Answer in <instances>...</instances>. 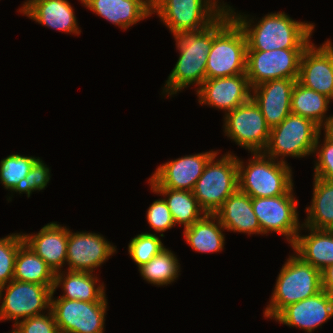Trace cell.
<instances>
[{"mask_svg": "<svg viewBox=\"0 0 333 333\" xmlns=\"http://www.w3.org/2000/svg\"><path fill=\"white\" fill-rule=\"evenodd\" d=\"M320 129H323L325 132V137L333 142V115H329V117L326 119V122Z\"/></svg>", "mask_w": 333, "mask_h": 333, "instance_id": "cell-40", "label": "cell"}, {"mask_svg": "<svg viewBox=\"0 0 333 333\" xmlns=\"http://www.w3.org/2000/svg\"><path fill=\"white\" fill-rule=\"evenodd\" d=\"M69 228L61 226L57 222H50L38 233L24 234V242L38 256H40L54 273L59 272L65 266L67 259Z\"/></svg>", "mask_w": 333, "mask_h": 333, "instance_id": "cell-21", "label": "cell"}, {"mask_svg": "<svg viewBox=\"0 0 333 333\" xmlns=\"http://www.w3.org/2000/svg\"><path fill=\"white\" fill-rule=\"evenodd\" d=\"M321 135L320 132L314 148L317 159L313 176L333 182V142L324 136L323 144H320Z\"/></svg>", "mask_w": 333, "mask_h": 333, "instance_id": "cell-36", "label": "cell"}, {"mask_svg": "<svg viewBox=\"0 0 333 333\" xmlns=\"http://www.w3.org/2000/svg\"><path fill=\"white\" fill-rule=\"evenodd\" d=\"M50 178L49 167L38 157L27 176L15 186L11 193H25L29 198L32 192L44 190Z\"/></svg>", "mask_w": 333, "mask_h": 333, "instance_id": "cell-35", "label": "cell"}, {"mask_svg": "<svg viewBox=\"0 0 333 333\" xmlns=\"http://www.w3.org/2000/svg\"><path fill=\"white\" fill-rule=\"evenodd\" d=\"M24 243L21 233L0 238V288L13 280L16 255Z\"/></svg>", "mask_w": 333, "mask_h": 333, "instance_id": "cell-34", "label": "cell"}, {"mask_svg": "<svg viewBox=\"0 0 333 333\" xmlns=\"http://www.w3.org/2000/svg\"><path fill=\"white\" fill-rule=\"evenodd\" d=\"M292 189L276 197H252V206L263 234L276 232L292 246L303 229L297 211L298 200Z\"/></svg>", "mask_w": 333, "mask_h": 333, "instance_id": "cell-11", "label": "cell"}, {"mask_svg": "<svg viewBox=\"0 0 333 333\" xmlns=\"http://www.w3.org/2000/svg\"><path fill=\"white\" fill-rule=\"evenodd\" d=\"M223 125L225 135L238 146L251 153L265 150L271 129L252 98L227 112Z\"/></svg>", "mask_w": 333, "mask_h": 333, "instance_id": "cell-10", "label": "cell"}, {"mask_svg": "<svg viewBox=\"0 0 333 333\" xmlns=\"http://www.w3.org/2000/svg\"><path fill=\"white\" fill-rule=\"evenodd\" d=\"M227 10L245 33L247 50L306 49L311 43L314 23L298 22L285 12H275L254 25L246 14L236 13L229 5Z\"/></svg>", "mask_w": 333, "mask_h": 333, "instance_id": "cell-1", "label": "cell"}, {"mask_svg": "<svg viewBox=\"0 0 333 333\" xmlns=\"http://www.w3.org/2000/svg\"><path fill=\"white\" fill-rule=\"evenodd\" d=\"M302 227L310 231L308 235L300 232L291 246L305 262L322 271L333 264V230H317Z\"/></svg>", "mask_w": 333, "mask_h": 333, "instance_id": "cell-25", "label": "cell"}, {"mask_svg": "<svg viewBox=\"0 0 333 333\" xmlns=\"http://www.w3.org/2000/svg\"><path fill=\"white\" fill-rule=\"evenodd\" d=\"M80 1L93 13L124 30L152 15V4L148 0Z\"/></svg>", "mask_w": 333, "mask_h": 333, "instance_id": "cell-22", "label": "cell"}, {"mask_svg": "<svg viewBox=\"0 0 333 333\" xmlns=\"http://www.w3.org/2000/svg\"><path fill=\"white\" fill-rule=\"evenodd\" d=\"M248 164L237 156L238 189L250 197H276L288 194L294 187L292 168L263 152L251 153Z\"/></svg>", "mask_w": 333, "mask_h": 333, "instance_id": "cell-5", "label": "cell"}, {"mask_svg": "<svg viewBox=\"0 0 333 333\" xmlns=\"http://www.w3.org/2000/svg\"><path fill=\"white\" fill-rule=\"evenodd\" d=\"M226 230L215 214H205L200 220L184 229L185 241L198 253L221 252L224 249Z\"/></svg>", "mask_w": 333, "mask_h": 333, "instance_id": "cell-26", "label": "cell"}, {"mask_svg": "<svg viewBox=\"0 0 333 333\" xmlns=\"http://www.w3.org/2000/svg\"><path fill=\"white\" fill-rule=\"evenodd\" d=\"M214 39V23L197 31L174 35L179 58L163 87L165 95L172 96L190 85L198 89L206 80V63Z\"/></svg>", "mask_w": 333, "mask_h": 333, "instance_id": "cell-2", "label": "cell"}, {"mask_svg": "<svg viewBox=\"0 0 333 333\" xmlns=\"http://www.w3.org/2000/svg\"><path fill=\"white\" fill-rule=\"evenodd\" d=\"M332 317L333 295L322 289L309 298L285 307L274 320L289 327H298L307 333H312Z\"/></svg>", "mask_w": 333, "mask_h": 333, "instance_id": "cell-18", "label": "cell"}, {"mask_svg": "<svg viewBox=\"0 0 333 333\" xmlns=\"http://www.w3.org/2000/svg\"><path fill=\"white\" fill-rule=\"evenodd\" d=\"M116 253V246L101 234L92 232H68L67 271L93 273Z\"/></svg>", "mask_w": 333, "mask_h": 333, "instance_id": "cell-15", "label": "cell"}, {"mask_svg": "<svg viewBox=\"0 0 333 333\" xmlns=\"http://www.w3.org/2000/svg\"><path fill=\"white\" fill-rule=\"evenodd\" d=\"M90 272L59 271L55 273L53 292L63 288V295L57 298L80 300L86 302H107L104 283ZM97 285V286H96Z\"/></svg>", "mask_w": 333, "mask_h": 333, "instance_id": "cell-24", "label": "cell"}, {"mask_svg": "<svg viewBox=\"0 0 333 333\" xmlns=\"http://www.w3.org/2000/svg\"><path fill=\"white\" fill-rule=\"evenodd\" d=\"M195 91L201 105L215 107L225 111V114L251 98L246 74L207 79Z\"/></svg>", "mask_w": 333, "mask_h": 333, "instance_id": "cell-17", "label": "cell"}, {"mask_svg": "<svg viewBox=\"0 0 333 333\" xmlns=\"http://www.w3.org/2000/svg\"><path fill=\"white\" fill-rule=\"evenodd\" d=\"M320 127L312 120L290 113L279 125L271 128L263 153L287 163L285 157L303 158L314 154Z\"/></svg>", "mask_w": 333, "mask_h": 333, "instance_id": "cell-8", "label": "cell"}, {"mask_svg": "<svg viewBox=\"0 0 333 333\" xmlns=\"http://www.w3.org/2000/svg\"><path fill=\"white\" fill-rule=\"evenodd\" d=\"M155 194L162 195L171 212L174 224L184 225V229L200 220L206 213L199 206L193 191L151 188Z\"/></svg>", "mask_w": 333, "mask_h": 333, "instance_id": "cell-28", "label": "cell"}, {"mask_svg": "<svg viewBox=\"0 0 333 333\" xmlns=\"http://www.w3.org/2000/svg\"><path fill=\"white\" fill-rule=\"evenodd\" d=\"M22 5L18 12L42 26L80 35L78 20L68 0H27Z\"/></svg>", "mask_w": 333, "mask_h": 333, "instance_id": "cell-20", "label": "cell"}, {"mask_svg": "<svg viewBox=\"0 0 333 333\" xmlns=\"http://www.w3.org/2000/svg\"><path fill=\"white\" fill-rule=\"evenodd\" d=\"M218 151L186 155L157 167L148 183L151 188L193 191L209 159Z\"/></svg>", "mask_w": 333, "mask_h": 333, "instance_id": "cell-14", "label": "cell"}, {"mask_svg": "<svg viewBox=\"0 0 333 333\" xmlns=\"http://www.w3.org/2000/svg\"><path fill=\"white\" fill-rule=\"evenodd\" d=\"M247 40L226 10L214 22V39L206 63V80L246 74Z\"/></svg>", "mask_w": 333, "mask_h": 333, "instance_id": "cell-3", "label": "cell"}, {"mask_svg": "<svg viewBox=\"0 0 333 333\" xmlns=\"http://www.w3.org/2000/svg\"><path fill=\"white\" fill-rule=\"evenodd\" d=\"M164 248L160 236L153 233L136 235L128 244V253L137 267H141L159 254Z\"/></svg>", "mask_w": 333, "mask_h": 333, "instance_id": "cell-33", "label": "cell"}, {"mask_svg": "<svg viewBox=\"0 0 333 333\" xmlns=\"http://www.w3.org/2000/svg\"><path fill=\"white\" fill-rule=\"evenodd\" d=\"M305 49L247 50L246 76L251 88L276 79H297Z\"/></svg>", "mask_w": 333, "mask_h": 333, "instance_id": "cell-12", "label": "cell"}, {"mask_svg": "<svg viewBox=\"0 0 333 333\" xmlns=\"http://www.w3.org/2000/svg\"><path fill=\"white\" fill-rule=\"evenodd\" d=\"M146 217L149 226L155 232L160 233L161 237H164L161 232H165L175 226L171 212L163 198L155 200L149 206Z\"/></svg>", "mask_w": 333, "mask_h": 333, "instance_id": "cell-37", "label": "cell"}, {"mask_svg": "<svg viewBox=\"0 0 333 333\" xmlns=\"http://www.w3.org/2000/svg\"><path fill=\"white\" fill-rule=\"evenodd\" d=\"M55 273L47 263L25 243L18 249L13 279L16 281L54 285Z\"/></svg>", "mask_w": 333, "mask_h": 333, "instance_id": "cell-30", "label": "cell"}, {"mask_svg": "<svg viewBox=\"0 0 333 333\" xmlns=\"http://www.w3.org/2000/svg\"><path fill=\"white\" fill-rule=\"evenodd\" d=\"M39 314L19 321L14 327L20 333H59L51 309L48 313Z\"/></svg>", "mask_w": 333, "mask_h": 333, "instance_id": "cell-38", "label": "cell"}, {"mask_svg": "<svg viewBox=\"0 0 333 333\" xmlns=\"http://www.w3.org/2000/svg\"><path fill=\"white\" fill-rule=\"evenodd\" d=\"M218 1L156 0L152 14L156 13L174 36L210 27L227 10L228 4Z\"/></svg>", "mask_w": 333, "mask_h": 333, "instance_id": "cell-7", "label": "cell"}, {"mask_svg": "<svg viewBox=\"0 0 333 333\" xmlns=\"http://www.w3.org/2000/svg\"><path fill=\"white\" fill-rule=\"evenodd\" d=\"M227 231L261 234V227L252 206V197L237 189L215 213Z\"/></svg>", "mask_w": 333, "mask_h": 333, "instance_id": "cell-23", "label": "cell"}, {"mask_svg": "<svg viewBox=\"0 0 333 333\" xmlns=\"http://www.w3.org/2000/svg\"><path fill=\"white\" fill-rule=\"evenodd\" d=\"M51 311L59 333H103L108 302L54 298ZM54 298V299H53Z\"/></svg>", "mask_w": 333, "mask_h": 333, "instance_id": "cell-13", "label": "cell"}, {"mask_svg": "<svg viewBox=\"0 0 333 333\" xmlns=\"http://www.w3.org/2000/svg\"><path fill=\"white\" fill-rule=\"evenodd\" d=\"M151 4H153L156 0H148Z\"/></svg>", "mask_w": 333, "mask_h": 333, "instance_id": "cell-42", "label": "cell"}, {"mask_svg": "<svg viewBox=\"0 0 333 333\" xmlns=\"http://www.w3.org/2000/svg\"><path fill=\"white\" fill-rule=\"evenodd\" d=\"M297 81L333 100V45L329 39L319 47L311 42L303 51Z\"/></svg>", "mask_w": 333, "mask_h": 333, "instance_id": "cell-16", "label": "cell"}, {"mask_svg": "<svg viewBox=\"0 0 333 333\" xmlns=\"http://www.w3.org/2000/svg\"><path fill=\"white\" fill-rule=\"evenodd\" d=\"M322 290L321 271L297 254L290 255L282 265L266 306L264 317L274 319L285 307L309 298Z\"/></svg>", "mask_w": 333, "mask_h": 333, "instance_id": "cell-4", "label": "cell"}, {"mask_svg": "<svg viewBox=\"0 0 333 333\" xmlns=\"http://www.w3.org/2000/svg\"><path fill=\"white\" fill-rule=\"evenodd\" d=\"M37 157L23 156L20 154L8 155L0 161V181L5 189L12 191L23 180Z\"/></svg>", "mask_w": 333, "mask_h": 333, "instance_id": "cell-32", "label": "cell"}, {"mask_svg": "<svg viewBox=\"0 0 333 333\" xmlns=\"http://www.w3.org/2000/svg\"><path fill=\"white\" fill-rule=\"evenodd\" d=\"M218 154L209 159L193 189L194 197L206 214H215L238 189L237 156L228 152L219 160L216 159Z\"/></svg>", "mask_w": 333, "mask_h": 333, "instance_id": "cell-6", "label": "cell"}, {"mask_svg": "<svg viewBox=\"0 0 333 333\" xmlns=\"http://www.w3.org/2000/svg\"><path fill=\"white\" fill-rule=\"evenodd\" d=\"M322 289L333 295V264L321 271Z\"/></svg>", "mask_w": 333, "mask_h": 333, "instance_id": "cell-39", "label": "cell"}, {"mask_svg": "<svg viewBox=\"0 0 333 333\" xmlns=\"http://www.w3.org/2000/svg\"><path fill=\"white\" fill-rule=\"evenodd\" d=\"M296 81L276 79L251 88V98L259 106L270 129L291 113V93Z\"/></svg>", "mask_w": 333, "mask_h": 333, "instance_id": "cell-19", "label": "cell"}, {"mask_svg": "<svg viewBox=\"0 0 333 333\" xmlns=\"http://www.w3.org/2000/svg\"><path fill=\"white\" fill-rule=\"evenodd\" d=\"M180 268L176 255L168 248H164L138 269L143 279L148 283L156 286H167L181 275L179 274Z\"/></svg>", "mask_w": 333, "mask_h": 333, "instance_id": "cell-31", "label": "cell"}, {"mask_svg": "<svg viewBox=\"0 0 333 333\" xmlns=\"http://www.w3.org/2000/svg\"><path fill=\"white\" fill-rule=\"evenodd\" d=\"M53 286L13 279L0 288V300L3 299L0 302V321L14 320L16 325L21 318L23 320L42 314L43 310L48 311L51 307Z\"/></svg>", "mask_w": 333, "mask_h": 333, "instance_id": "cell-9", "label": "cell"}, {"mask_svg": "<svg viewBox=\"0 0 333 333\" xmlns=\"http://www.w3.org/2000/svg\"><path fill=\"white\" fill-rule=\"evenodd\" d=\"M311 206L303 225L317 230H333V182L313 177Z\"/></svg>", "mask_w": 333, "mask_h": 333, "instance_id": "cell-27", "label": "cell"}, {"mask_svg": "<svg viewBox=\"0 0 333 333\" xmlns=\"http://www.w3.org/2000/svg\"><path fill=\"white\" fill-rule=\"evenodd\" d=\"M331 99L296 81L291 93V113L312 120L320 128L326 122Z\"/></svg>", "mask_w": 333, "mask_h": 333, "instance_id": "cell-29", "label": "cell"}, {"mask_svg": "<svg viewBox=\"0 0 333 333\" xmlns=\"http://www.w3.org/2000/svg\"><path fill=\"white\" fill-rule=\"evenodd\" d=\"M15 329H13L12 330V332H10V333H20L17 329H16V327H14Z\"/></svg>", "mask_w": 333, "mask_h": 333, "instance_id": "cell-41", "label": "cell"}]
</instances>
